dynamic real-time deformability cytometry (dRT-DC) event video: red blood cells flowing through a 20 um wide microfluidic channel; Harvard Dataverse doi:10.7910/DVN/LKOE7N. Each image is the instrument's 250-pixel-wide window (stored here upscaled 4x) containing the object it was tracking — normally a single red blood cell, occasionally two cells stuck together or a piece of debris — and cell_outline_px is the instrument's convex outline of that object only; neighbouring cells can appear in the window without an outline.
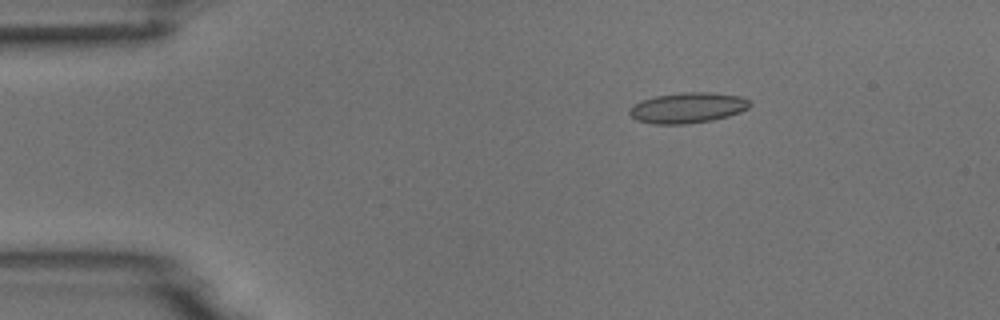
{"species": "common noctule bat (a hibernating species)", "species_latin": "Nyctalus noctula", "temperature_condition": "room temperature", "stored_images_in_passage": 3, "camera_frame_rate_fps": 3000, "um_per_image_px": 0.085, "animal": {"sex": "male", "body_mass_g": 18.8}, "frame": {"image": 1, "passage_image": 1, "time_ms": 0.0, "image_size_px": [1000, 320], "cell_outline_px": [[752, 104], [748, 108], [740, 112], [728, 116], [712, 120], [684, 124], [652, 124], [636, 120], [628, 112], [636, 104], [644, 100], [656, 96], [680, 92], [712, 92], [740, 96], [748, 100]], "centroid_in_image_um": [58.48, 9.16], "position_along_channel_um": 26.5, "area_um2": 21.27}}
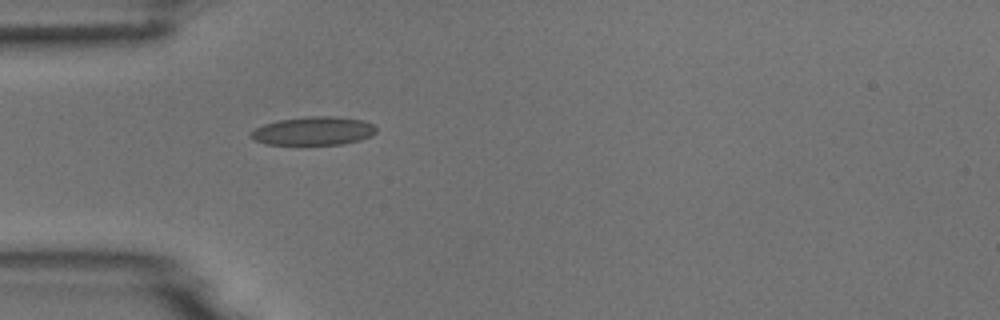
{"frame": {"image": 2, "passage_image": 3, "time_ms": 2.333, "image_size_px": [1000, 320], "cell_outline_px": [[376, 132], [372, 136], [360, 140], [344, 144], [264, 144], [248, 136], [256, 128], [264, 124], [280, 120], [308, 116], [332, 116], [364, 120], [372, 124], [376, 128]], "centroid_in_image_um": [26.68, 11.13], "position_along_channel_um": 58.3, "area_um2": 20.69}}